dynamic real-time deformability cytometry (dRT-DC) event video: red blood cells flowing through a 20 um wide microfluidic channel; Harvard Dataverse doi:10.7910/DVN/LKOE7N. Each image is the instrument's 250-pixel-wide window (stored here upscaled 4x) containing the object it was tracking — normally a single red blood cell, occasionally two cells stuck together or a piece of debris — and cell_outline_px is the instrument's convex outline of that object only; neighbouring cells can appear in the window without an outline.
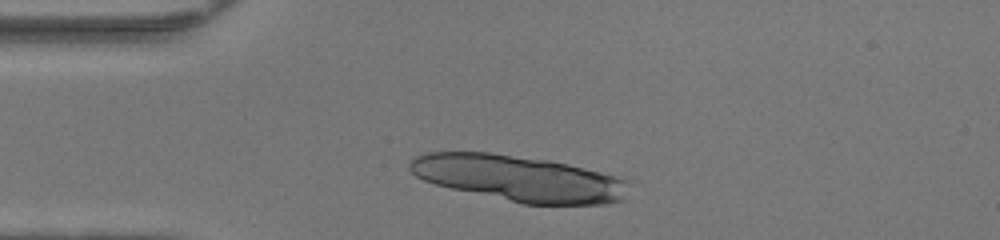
{"species": "human", "species_latin": "Homo sapiens", "temperature_condition": "warm", "stored_images_in_passage": 29, "segment_of_instrument_passage": [1, 2], "camera_frame_rate_fps": 3000, "um_per_image_px": 0.085, "donor": {"sex": "female"}, "frame": {"image": 1, "passage_image": 1, "time_ms": 0.0, "image_size_px": [1000, 240], "cell_outline_px": [[628, 180], [624, 200], [604, 204], [524, 204], [452, 188], [436, 184], [424, 180], [416, 176], [408, 168], [408, 164], [416, 156], [428, 152], [492, 152], [548, 160], [568, 164], [616, 176]], "centroid_in_image_um": [44.1, 15.15], "position_along_channel_um": 40.9, "area_um2": 58.26}}